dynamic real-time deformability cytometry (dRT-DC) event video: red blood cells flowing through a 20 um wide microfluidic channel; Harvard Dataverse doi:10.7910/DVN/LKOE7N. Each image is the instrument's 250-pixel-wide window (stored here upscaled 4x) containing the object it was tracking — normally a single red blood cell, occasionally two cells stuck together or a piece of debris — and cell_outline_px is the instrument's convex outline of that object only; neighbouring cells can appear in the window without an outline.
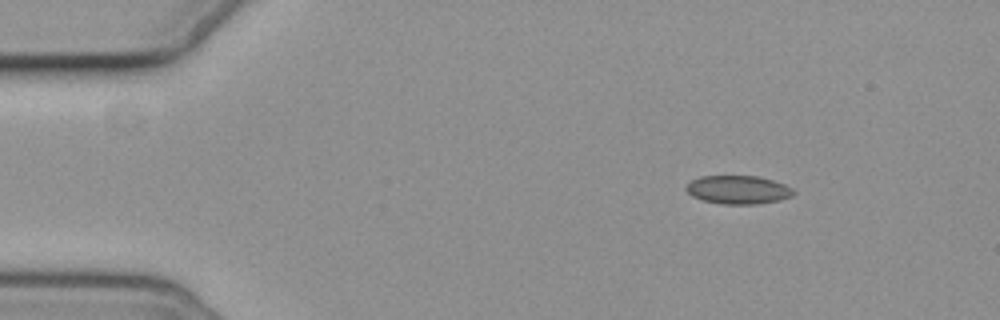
{"species": "common noctule bat (a hibernating species)", "species_latin": "Nyctalus noctula", "temperature_condition": "cold", "stored_images_in_passage": 3, "camera_frame_rate_fps": 3000, "um_per_image_px": 0.085, "animal": {"sex": "female", "body_mass_g": 19.3, "forearm_length_mm": 54.1}, "frame": {"image": 1, "passage_image": 1, "time_ms": 0.0, "image_size_px": [1000, 320], "cell_outline_px": [[796, 192], [792, 196], [780, 200], [756, 204], [724, 204], [704, 200], [692, 196], [684, 188], [692, 180], [700, 176], [756, 176], [772, 180], [784, 184], [792, 188]], "centroid_in_image_um": [62.75, 16.13], "position_along_channel_um": 22.2, "area_um2": 17.69}}